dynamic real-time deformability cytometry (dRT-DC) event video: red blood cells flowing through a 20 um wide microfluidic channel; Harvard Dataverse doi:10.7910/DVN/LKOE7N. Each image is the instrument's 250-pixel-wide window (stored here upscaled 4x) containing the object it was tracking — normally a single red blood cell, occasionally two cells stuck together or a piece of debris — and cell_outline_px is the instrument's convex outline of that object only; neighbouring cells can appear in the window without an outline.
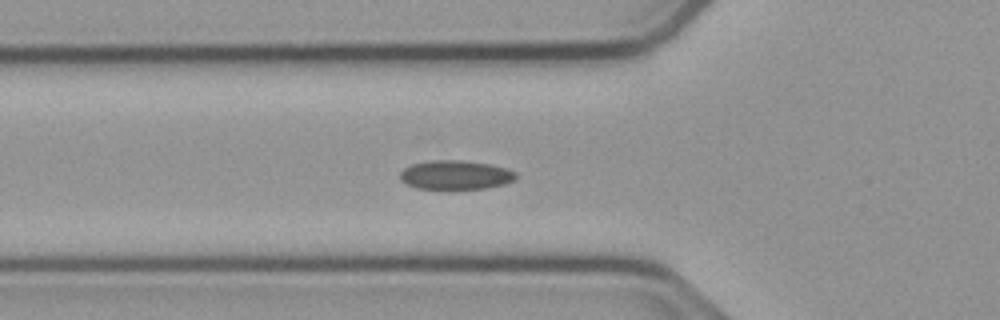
{"species": "common noctule bat (a hibernating species)", "species_latin": "Nyctalus noctula", "temperature_condition": "cold", "stored_images_in_passage": 39, "camera_frame_rate_fps": 3000, "um_per_image_px": 0.085, "animal": {"sex": "male", "body_mass_g": 23.1, "forearm_length_mm": 52.7}, "frame": {"image": 1, "passage_image": 2, "time_ms": 0.333, "image_size_px": [1000, 320], "cell_outline_px": [[516, 180], [504, 184], [484, 188], [416, 188], [400, 180], [400, 172], [404, 168], [412, 164], [432, 160], [460, 160], [488, 164], [508, 168], [516, 172]], "centroid_in_image_um": [38.73, 14.86], "position_along_channel_um": 87.1, "area_um2": 19.42}}
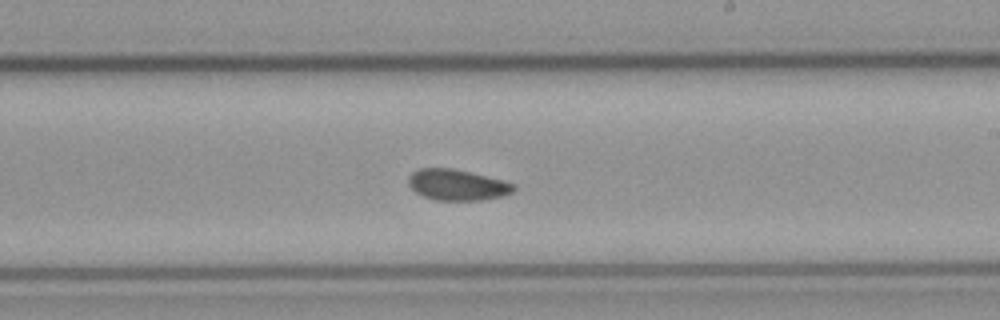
{"frame": {"image": 2, "passage_image": 15, "time_ms": 4.667, "image_size_px": [1000, 320], "cell_outline_px": [[516, 188], [512, 192], [504, 196], [480, 200], [432, 200], [416, 192], [408, 184], [408, 176], [412, 172], [420, 168], [452, 168], [516, 184]], "centroid_in_image_um": [38.84, 15.72], "position_along_channel_um": 250.2, "area_um2": 18.84}}
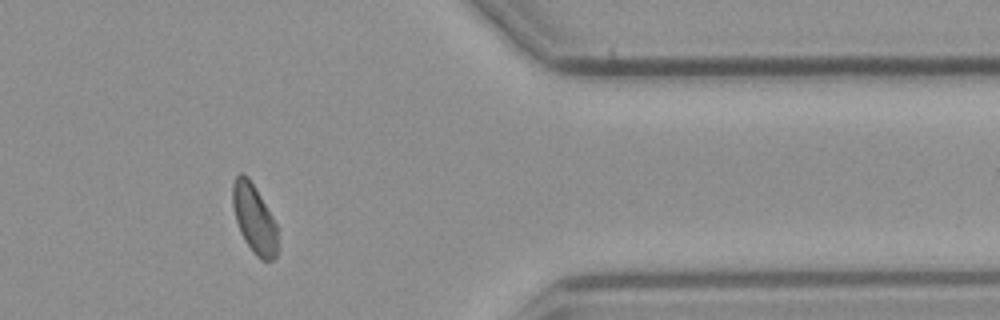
{"frame": {"image": 3, "passage_image": 28, "time_ms": 9.0, "image_size_px": [1000, 320], "cell_outline_px": [[276, 256], [272, 260], [260, 260], [252, 252], [244, 240], [240, 232], [236, 220], [232, 204], [232, 184], [236, 176], [240, 172], [248, 176], [256, 188], [272, 216], [276, 224]], "centroid_in_image_um": [21.57, 18.58], "position_along_channel_um": 389.8, "area_um2": 17.98}}